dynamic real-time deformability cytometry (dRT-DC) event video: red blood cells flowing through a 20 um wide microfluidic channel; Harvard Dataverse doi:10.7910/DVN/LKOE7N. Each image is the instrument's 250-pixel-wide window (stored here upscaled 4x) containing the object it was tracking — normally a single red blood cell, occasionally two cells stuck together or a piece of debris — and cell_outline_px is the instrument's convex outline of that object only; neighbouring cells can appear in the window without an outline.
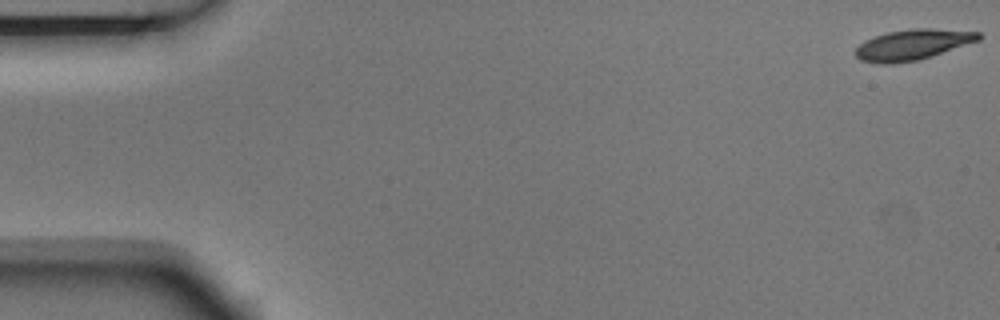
{"species": "Egyptian fruit bat (a non-hibernating species)", "species_latin": "Rousettus aegyptiacus", "temperature_condition": "room temperature", "stored_images_in_passage": 4, "camera_frame_rate_fps": 3000, "um_per_image_px": 0.085, "animal": {"sex": "male"}, "frame": {"image": 1, "passage_image": 1, "time_ms": 0.0, "image_size_px": [1000, 320], "cell_outline_px": [[984, 36], [980, 40], [920, 60], [892, 64], [880, 64], [860, 60], [852, 52], [864, 40], [888, 32], [912, 28], [932, 28], [980, 32]], "centroid_in_image_um": [77.58, 3.8], "position_along_channel_um": 7.4, "area_um2": 22.2}}